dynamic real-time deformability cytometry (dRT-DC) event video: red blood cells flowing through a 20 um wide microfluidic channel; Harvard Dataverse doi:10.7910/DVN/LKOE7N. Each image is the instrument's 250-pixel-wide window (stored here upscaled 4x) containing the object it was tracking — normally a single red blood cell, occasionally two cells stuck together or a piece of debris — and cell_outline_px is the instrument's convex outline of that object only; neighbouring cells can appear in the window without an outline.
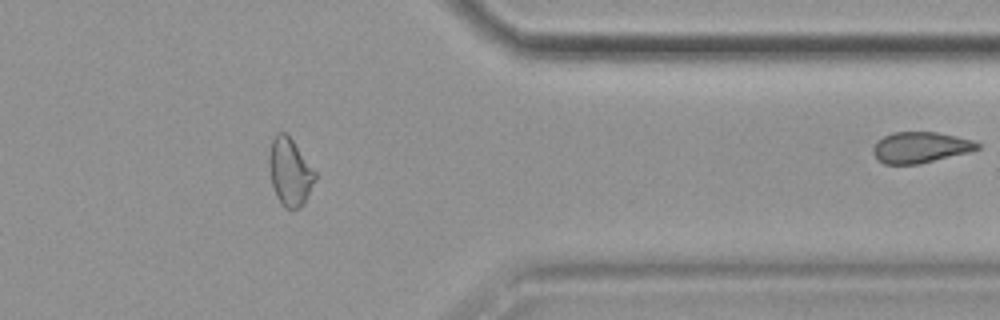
{"species": "common noctule bat (a hibernating species)", "species_latin": "Nyctalus noctula", "temperature_condition": "cold", "stored_images_in_passage": 33, "camera_frame_rate_fps": 3000, "um_per_image_px": 0.085, "animal": {"sex": "female", "body_mass_g": 19.9}, "frame": {"image": 1, "passage_image": 33, "time_ms": 10.667, "image_size_px": [1000, 320], "cell_outline_px": [[980, 148], [968, 152], [920, 164], [884, 164], [872, 152], [872, 148], [876, 140], [892, 132], [936, 132], [956, 136], [972, 140], [980, 144]], "centroid_in_image_um": [78.21, 12.52], "position_along_channel_um": 333.2, "area_um2": 18.79}}